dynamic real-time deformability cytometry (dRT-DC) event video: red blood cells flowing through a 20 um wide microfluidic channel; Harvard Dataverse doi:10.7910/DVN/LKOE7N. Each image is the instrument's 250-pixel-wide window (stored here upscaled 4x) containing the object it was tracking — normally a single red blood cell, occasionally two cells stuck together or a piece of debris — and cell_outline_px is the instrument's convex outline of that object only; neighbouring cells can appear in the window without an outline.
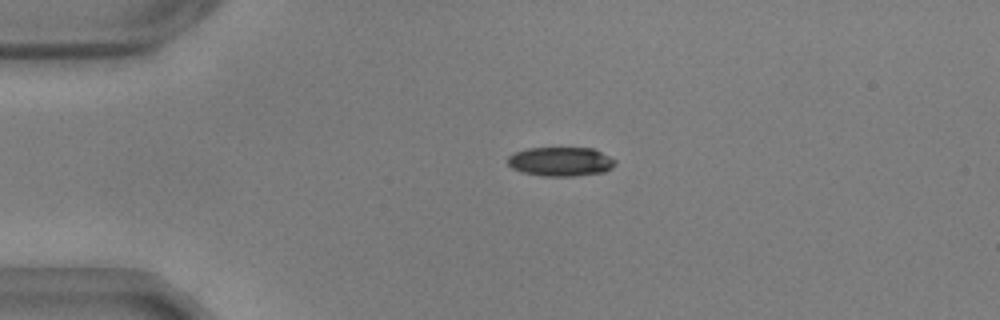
{"species": "common noctule bat (a hibernating species)", "species_latin": "Nyctalus noctula", "temperature_condition": "warm", "stored_images_in_passage": 15, "camera_frame_rate_fps": 3000, "um_per_image_px": 0.085, "animal": {"sex": "male", "body_mass_g": 17.9, "forearm_length_mm": 54.2}, "frame": {"image": 1, "passage_image": 12, "time_ms": 3.667, "image_size_px": [1000, 320], "cell_outline_px": [[616, 164], [612, 168], [604, 172], [576, 176], [544, 176], [524, 172], [512, 168], [508, 164], [508, 156], [516, 152], [528, 148], [592, 148], [616, 160]], "centroid_in_image_um": [47.68, 13.74], "position_along_channel_um": 37.3, "area_um2": 18.15}}